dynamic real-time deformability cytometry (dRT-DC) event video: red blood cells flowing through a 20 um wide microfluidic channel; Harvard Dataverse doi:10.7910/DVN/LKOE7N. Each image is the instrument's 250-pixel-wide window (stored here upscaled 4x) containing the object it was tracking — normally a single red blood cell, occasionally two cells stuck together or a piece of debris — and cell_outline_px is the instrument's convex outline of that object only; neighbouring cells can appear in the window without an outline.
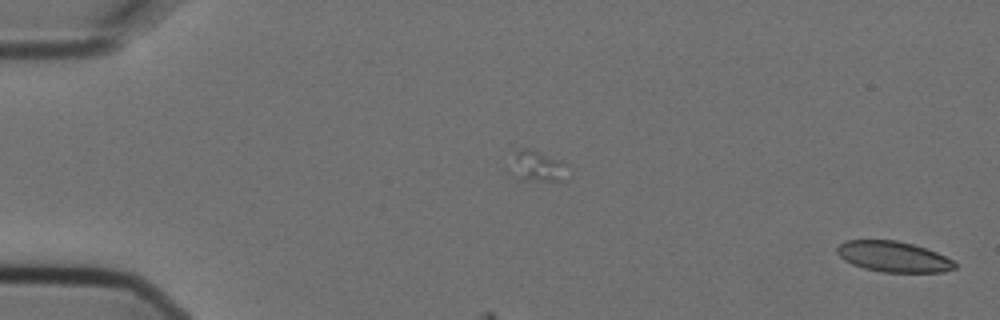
{"species": "Egyptian fruit bat (a non-hibernating species)", "species_latin": "Rousettus aegyptiacus", "temperature_condition": "cold", "stored_images_in_passage": 4, "camera_frame_rate_fps": 3000, "um_per_image_px": 0.085, "animal": {"sex": "female"}, "frame": {"image": 1, "passage_image": 4, "time_ms": 1.0, "image_size_px": [1000, 320], "cell_outline_px": [[956, 268], [944, 272], [884, 272], [864, 268], [852, 264], [844, 260], [836, 252], [836, 248], [844, 240], [896, 240], [912, 244], [936, 252], [952, 260], [956, 264]], "centroid_in_image_um": [75.92, 21.81], "position_along_channel_um": 9.1, "area_um2": 20.92}}